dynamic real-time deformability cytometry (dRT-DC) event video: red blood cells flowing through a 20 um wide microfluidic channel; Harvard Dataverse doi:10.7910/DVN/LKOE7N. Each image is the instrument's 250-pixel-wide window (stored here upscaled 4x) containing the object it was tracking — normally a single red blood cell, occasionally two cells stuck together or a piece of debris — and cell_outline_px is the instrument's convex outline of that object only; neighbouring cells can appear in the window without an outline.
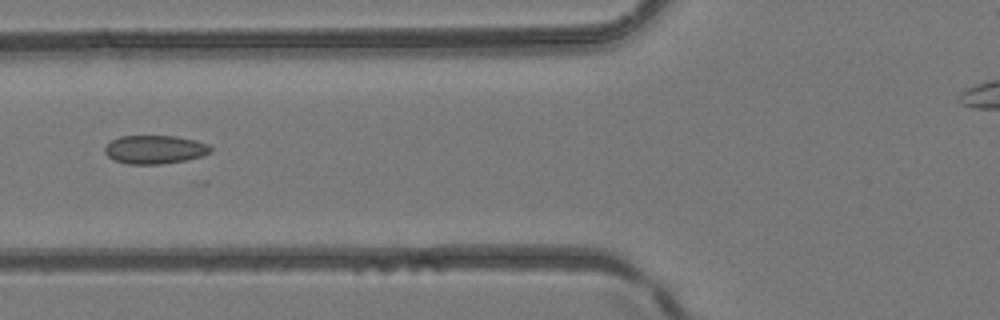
{"species": "common noctule bat (a hibernating species)", "species_latin": "Nyctalus noctula", "temperature_condition": "room temperature", "stored_images_in_passage": 5, "camera_frame_rate_fps": 3000, "um_per_image_px": 0.085, "animal": {"sex": "female", "body_mass_g": 24.6, "forearm_length_mm": 56.2}, "frame": {"image": 1, "passage_image": 5, "time_ms": 1.333, "image_size_px": [1000, 320], "cell_outline_px": [[212, 152], [200, 156], [184, 160], [160, 164], [128, 164], [116, 160], [108, 156], [104, 152], [104, 148], [112, 140], [120, 136], [176, 136], [196, 140], [208, 144], [212, 148]], "centroid_in_image_um": [13.17, 12.7], "position_along_channel_um": 112.6, "area_um2": 17.46}}